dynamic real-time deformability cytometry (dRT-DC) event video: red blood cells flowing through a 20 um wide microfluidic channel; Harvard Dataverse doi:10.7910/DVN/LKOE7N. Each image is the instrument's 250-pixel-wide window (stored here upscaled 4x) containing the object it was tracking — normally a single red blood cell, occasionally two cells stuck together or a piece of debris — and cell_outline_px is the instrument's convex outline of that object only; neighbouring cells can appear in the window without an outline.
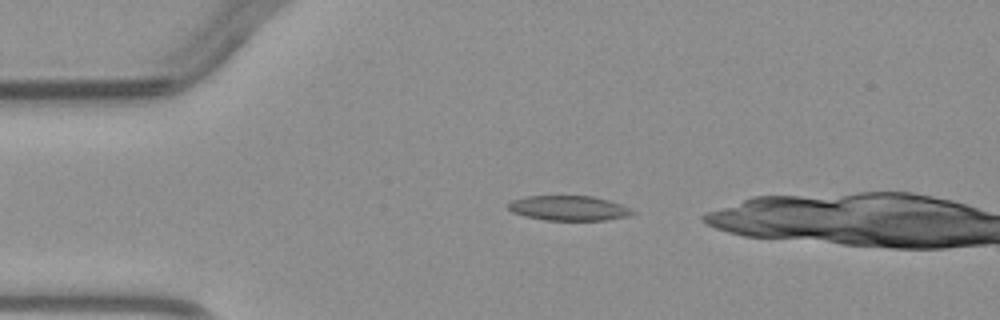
{"species": "common noctule bat (a hibernating species)", "species_latin": "Nyctalus noctula", "temperature_condition": "warm", "stored_images_in_passage": 2, "camera_frame_rate_fps": 3000, "um_per_image_px": 0.085, "animal": {"sex": "male", "body_mass_g": 23.1, "forearm_length_mm": 52.7}, "frame": {"image": 1, "passage_image": 1, "time_ms": 0.0, "image_size_px": [1000, 320], "cell_outline_px": [[636, 212], [628, 216], [604, 220], [544, 220], [524, 216], [512, 212], [508, 208], [508, 204], [512, 200], [524, 196], [592, 196], [608, 200], [620, 204]], "centroid_in_image_um": [48.3, 17.69], "position_along_channel_um": 36.7, "area_um2": 17.92}}